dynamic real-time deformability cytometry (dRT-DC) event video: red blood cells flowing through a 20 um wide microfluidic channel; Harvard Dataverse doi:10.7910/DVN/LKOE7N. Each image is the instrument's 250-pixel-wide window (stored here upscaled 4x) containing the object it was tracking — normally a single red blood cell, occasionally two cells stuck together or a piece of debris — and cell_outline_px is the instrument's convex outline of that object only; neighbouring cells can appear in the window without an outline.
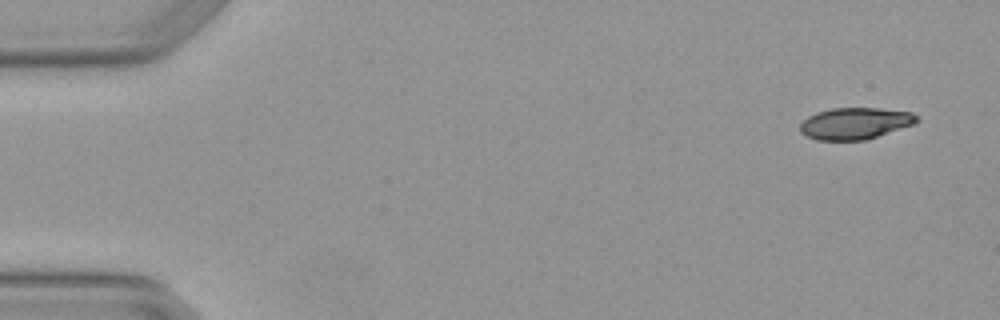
{"species": "Egyptian fruit bat (a non-hibernating species)", "species_latin": "Rousettus aegyptiacus", "temperature_condition": "warm", "stored_images_in_passage": 5, "camera_frame_rate_fps": 3000, "um_per_image_px": 0.085, "animal": {"sex": "female"}, "frame": {"image": 1, "passage_image": 1, "time_ms": 0.0, "image_size_px": [1000, 320], "cell_outline_px": [[920, 120], [912, 124], [864, 140], [816, 140], [800, 132], [800, 124], [808, 116], [816, 112], [832, 108], [880, 108], [912, 112]], "centroid_in_image_um": [72.65, 10.48], "position_along_channel_um": 12.4, "area_um2": 21.27}}
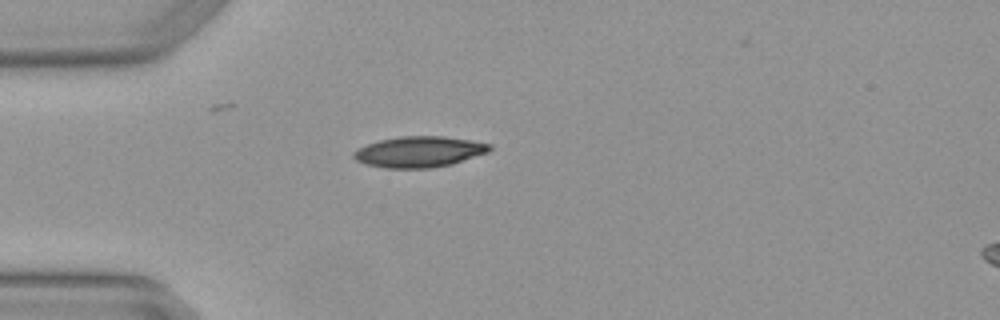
{"frame": {"image": 2, "passage_image": 4, "time_ms": 1.0, "image_size_px": [1000, 320], "cell_outline_px": [[492, 148], [488, 152], [452, 164], [432, 168], [384, 168], [364, 164], [356, 160], [352, 156], [352, 152], [356, 148], [380, 140], [400, 136], [444, 136], [472, 140], [492, 144]], "centroid_in_image_um": [35.61, 12.9], "position_along_channel_um": 49.4, "area_um2": 24.68}}